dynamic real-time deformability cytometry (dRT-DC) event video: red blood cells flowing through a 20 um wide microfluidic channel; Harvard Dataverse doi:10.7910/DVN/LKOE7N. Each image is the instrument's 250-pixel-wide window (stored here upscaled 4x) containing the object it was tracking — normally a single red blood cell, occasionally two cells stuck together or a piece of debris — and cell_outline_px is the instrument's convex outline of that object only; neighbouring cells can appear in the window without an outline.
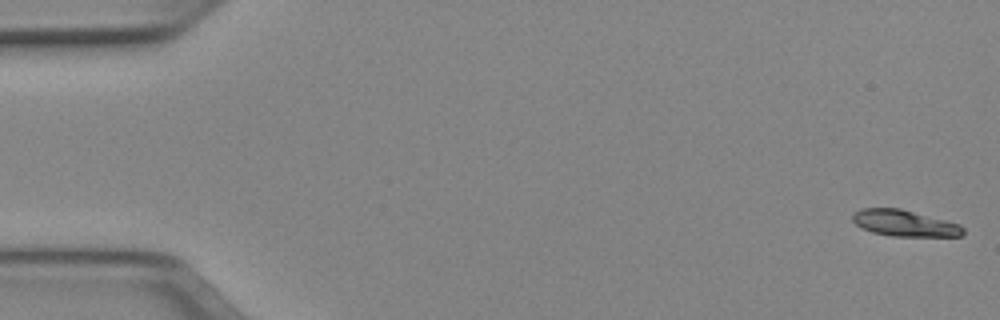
{"species": "Egyptian fruit bat (a non-hibernating species)", "species_latin": "Rousettus aegyptiacus", "temperature_condition": "cold", "stored_images_in_passage": 17, "camera_frame_rate_fps": 3000, "um_per_image_px": 0.085, "animal": {"sex": "female"}, "frame": {"image": 1, "passage_image": 1, "time_ms": 0.0, "image_size_px": [1000, 320], "cell_outline_px": [[964, 232], [960, 236], [892, 236], [872, 232], [860, 228], [852, 220], [852, 212], [860, 208], [900, 208], [960, 224], [964, 228]], "centroid_in_image_um": [76.83, 18.96], "position_along_channel_um": 8.2, "area_um2": 16.99}}
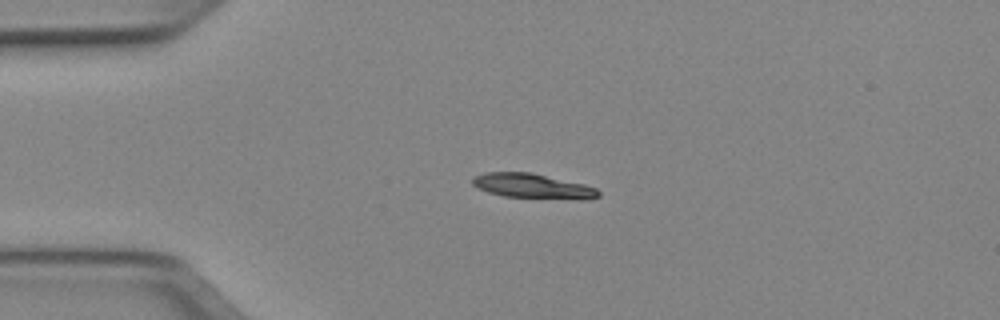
{"frame": {"image": 2, "passage_image": 12, "time_ms": 3.667, "image_size_px": [1000, 320], "cell_outline_px": [[600, 196], [588, 200], [580, 200], [504, 196], [488, 192], [476, 188], [472, 184], [472, 176], [484, 172], [532, 172], [584, 184], [596, 188], [600, 192]], "centroid_in_image_um": [45.29, 15.82], "position_along_channel_um": 39.7, "area_um2": 18.5}}
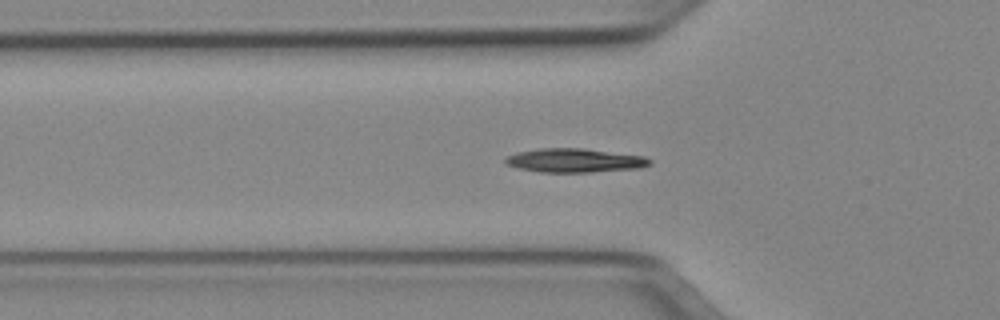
{"frame": {"image": 3, "passage_image": 17, "time_ms": 5.333, "image_size_px": [1000, 320], "cell_outline_px": [[652, 164], [640, 168], [588, 172], [540, 172], [516, 168], [504, 164], [504, 160], [508, 156], [516, 152], [540, 148], [584, 148], [644, 156], [652, 160]], "centroid_in_image_um": [48.82, 13.63], "position_along_channel_um": 77.0, "area_um2": 20.23}}